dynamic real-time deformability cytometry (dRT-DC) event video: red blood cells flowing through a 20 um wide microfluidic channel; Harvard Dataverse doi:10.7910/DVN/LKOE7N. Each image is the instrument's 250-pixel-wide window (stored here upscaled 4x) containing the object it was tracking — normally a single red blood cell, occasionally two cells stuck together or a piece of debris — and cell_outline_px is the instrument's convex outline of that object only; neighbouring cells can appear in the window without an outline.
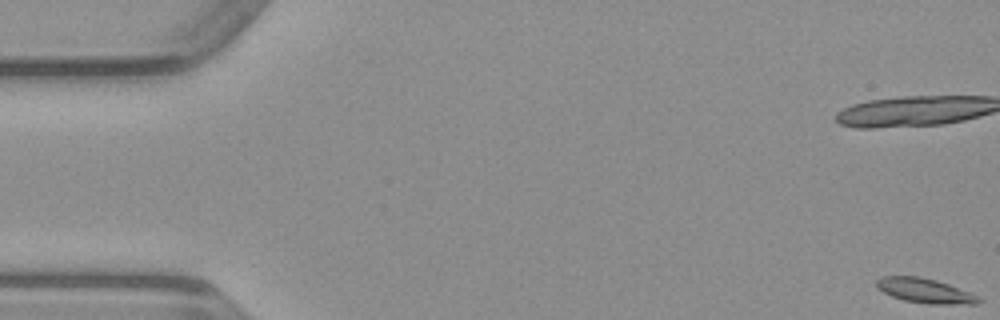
{"species": "common noctule bat (a hibernating species)", "species_latin": "Nyctalus noctula", "temperature_condition": "warm", "stored_images_in_passage": 23, "camera_frame_rate_fps": 3000, "um_per_image_px": 0.085, "animal": {"sex": "male", "body_mass_g": 23.1, "forearm_length_mm": 52.7}, "frame": {"image": 1, "passage_image": 1, "time_ms": 0.0, "image_size_px": [1000, 320], "cell_outline_px": [[980, 300], [976, 304], [928, 304], [904, 300], [892, 296], [876, 288], [876, 280], [880, 276], [920, 276], [936, 280], [948, 284], [968, 292], [976, 296]], "centroid_in_image_um": [78.55, 24.7], "position_along_channel_um": 6.4, "area_um2": 14.51}}